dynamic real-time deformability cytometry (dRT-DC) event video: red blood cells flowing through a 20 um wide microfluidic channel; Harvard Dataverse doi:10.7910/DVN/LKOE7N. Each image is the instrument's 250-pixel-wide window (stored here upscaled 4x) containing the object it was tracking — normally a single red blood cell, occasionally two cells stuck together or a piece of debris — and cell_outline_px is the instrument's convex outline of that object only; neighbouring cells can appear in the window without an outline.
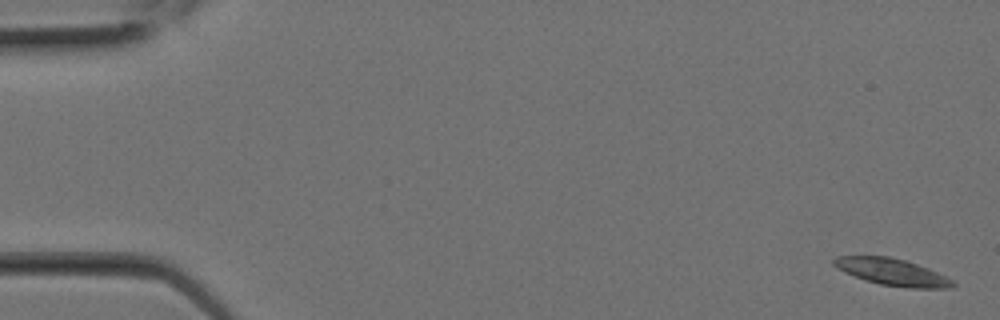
{"species": "Egyptian fruit bat (a non-hibernating species)", "species_latin": "Rousettus aegyptiacus", "temperature_condition": "room temperature", "stored_images_in_passage": 3, "camera_frame_rate_fps": 3000, "um_per_image_px": 0.085, "animal": {"sex": "female"}, "frame": {"image": 1, "passage_image": 1, "time_ms": 0.0, "image_size_px": [1000, 320], "cell_outline_px": [[956, 284], [952, 288], [912, 288], [880, 284], [844, 272], [836, 268], [832, 264], [832, 260], [836, 256], [888, 256], [904, 260], [928, 268], [952, 280]], "centroid_in_image_um": [75.81, 23.11], "position_along_channel_um": 9.2, "area_um2": 18.32}}